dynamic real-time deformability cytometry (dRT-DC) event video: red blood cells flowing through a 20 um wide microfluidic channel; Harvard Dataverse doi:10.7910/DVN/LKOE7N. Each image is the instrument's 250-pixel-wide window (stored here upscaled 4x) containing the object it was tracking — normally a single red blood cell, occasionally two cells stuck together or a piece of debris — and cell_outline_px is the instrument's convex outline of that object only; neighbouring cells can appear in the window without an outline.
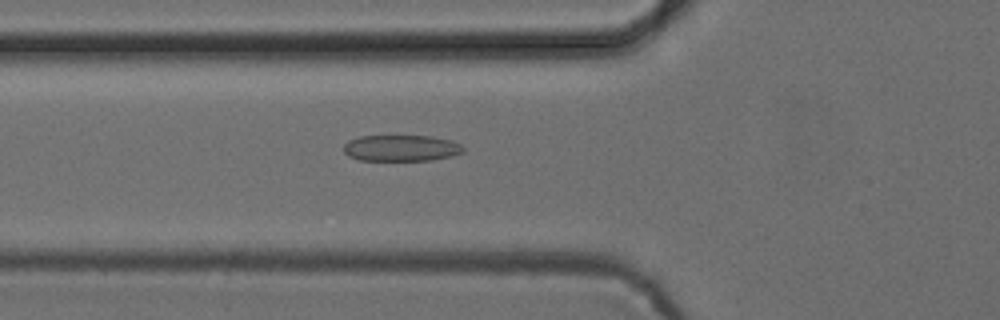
{"species": "common noctule bat (a hibernating species)", "species_latin": "Nyctalus noctula", "temperature_condition": "cold", "stored_images_in_passage": 52, "camera_frame_rate_fps": 3000, "um_per_image_px": 0.085, "animal": {"sex": "female", "body_mass_g": 24.6, "forearm_length_mm": 56.2}, "frame": {"image": 1, "passage_image": 19, "time_ms": 6.0, "image_size_px": [1000, 320], "cell_outline_px": [[464, 152], [452, 156], [432, 160], [360, 160], [348, 156], [344, 152], [344, 144], [348, 140], [360, 136], [428, 136], [452, 140], [460, 144], [464, 148]], "centroid_in_image_um": [34.1, 12.59], "position_along_channel_um": 91.7, "area_um2": 18.32}}
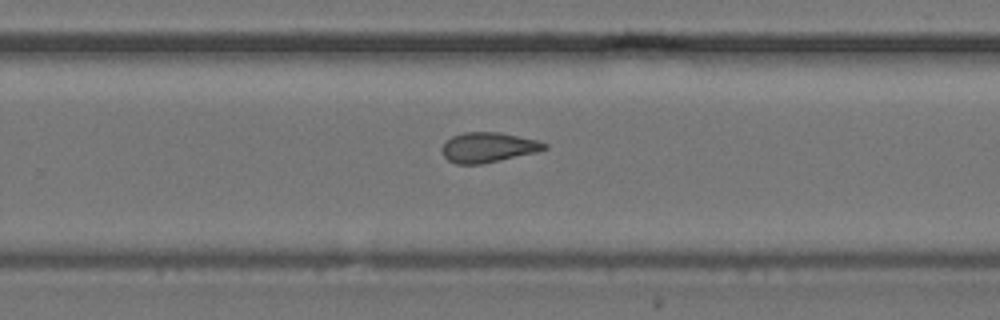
{"frame": {"image": 2, "passage_image": 34, "time_ms": 11.0, "image_size_px": [1000, 320], "cell_outline_px": [[548, 148], [536, 152], [500, 160], [480, 164], [456, 164], [448, 160], [444, 156], [440, 148], [452, 136], [464, 132], [500, 132], [536, 140], [548, 144]], "centroid_in_image_um": [41.48, 12.52], "position_along_channel_um": 288.3, "area_um2": 17.8}}
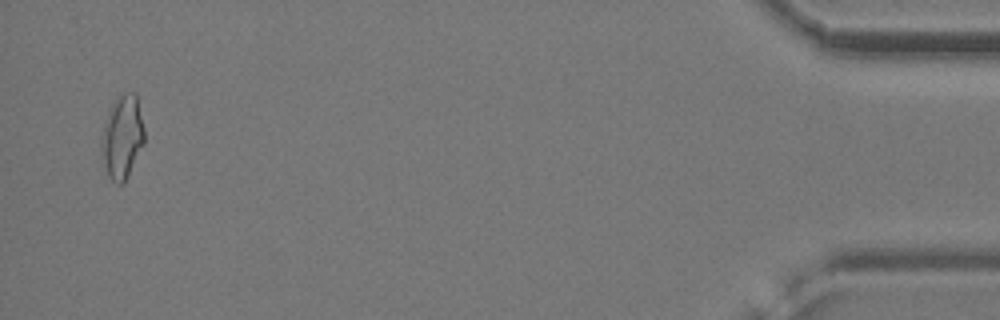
{"frame": {"image": 3, "passage_image": 51, "time_ms": 16.667, "image_size_px": [1000, 320], "cell_outline_px": [[144, 144], [124, 184], [116, 184], [108, 176], [104, 164], [100, 148], [100, 140], [104, 120], [116, 96], [124, 92], [136, 92], [144, 128]], "centroid_in_image_um": [10.38, 11.63], "position_along_channel_um": 424.8, "area_um2": 21.27}, "authors_computed_cell_mechanics": {"area_um2": 18.3226, "velocity_mm_per_s": 3.9227, "shape_relaxation_time_tau1_ms": 5.1342, "shape_relaxation_time_tau2_ms": 3.7138, "deformation_change_tau1": 0.1485, "deformation_change_tau2": 0.1301}}